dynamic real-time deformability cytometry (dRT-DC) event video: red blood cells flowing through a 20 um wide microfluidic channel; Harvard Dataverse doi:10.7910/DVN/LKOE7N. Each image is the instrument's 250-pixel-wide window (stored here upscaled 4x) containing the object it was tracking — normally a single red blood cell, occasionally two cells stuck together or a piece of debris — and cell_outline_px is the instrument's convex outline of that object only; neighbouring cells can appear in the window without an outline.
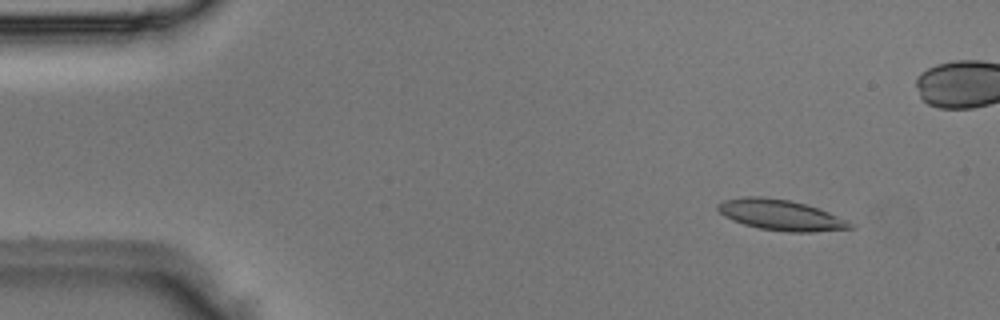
{"species": "Egyptian fruit bat (a non-hibernating species)", "species_latin": "Rousettus aegyptiacus", "temperature_condition": "room temperature", "stored_images_in_passage": 5, "camera_frame_rate_fps": 3000, "um_per_image_px": 0.085, "animal": {"sex": "male"}, "frame": {"image": 1, "passage_image": 2, "time_ms": 0.333, "image_size_px": [1000, 320], "cell_outline_px": [[856, 228], [812, 232], [788, 232], [760, 228], [744, 224], [732, 220], [724, 216], [716, 208], [716, 204], [724, 200], [748, 196], [752, 196], [788, 200], [804, 204], [828, 212], [848, 220], [856, 224]], "centroid_in_image_um": [66.39, 18.29], "position_along_channel_um": 18.6, "area_um2": 23.47}}